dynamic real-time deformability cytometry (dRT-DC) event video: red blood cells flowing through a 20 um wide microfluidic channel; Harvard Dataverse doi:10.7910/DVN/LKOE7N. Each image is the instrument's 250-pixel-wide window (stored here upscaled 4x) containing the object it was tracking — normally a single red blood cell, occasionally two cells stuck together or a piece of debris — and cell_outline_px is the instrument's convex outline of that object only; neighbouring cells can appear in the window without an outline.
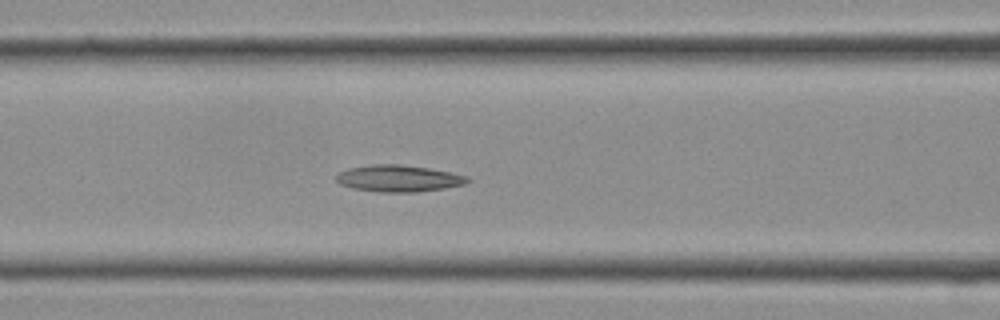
{"species": "Egyptian fruit bat (a non-hibernating species)", "species_latin": "Rousettus aegyptiacus", "temperature_condition": "cold", "stored_images_in_passage": 10, "segment_of_instrument_passage": [1, 2], "camera_frame_rate_fps": 3000, "um_per_image_px": 0.085, "frame": {"image": 1, "passage_image": 7, "time_ms": 2.0, "image_size_px": [1000, 320], "cell_outline_px": [[472, 180], [464, 184], [444, 188], [416, 192], [380, 192], [352, 188], [340, 184], [336, 180], [336, 172], [348, 168], [372, 164], [400, 164], [428, 168], [452, 172], [468, 176]], "centroid_in_image_um": [33.87, 15.16], "position_along_channel_um": 132.7, "area_um2": 20.58}}
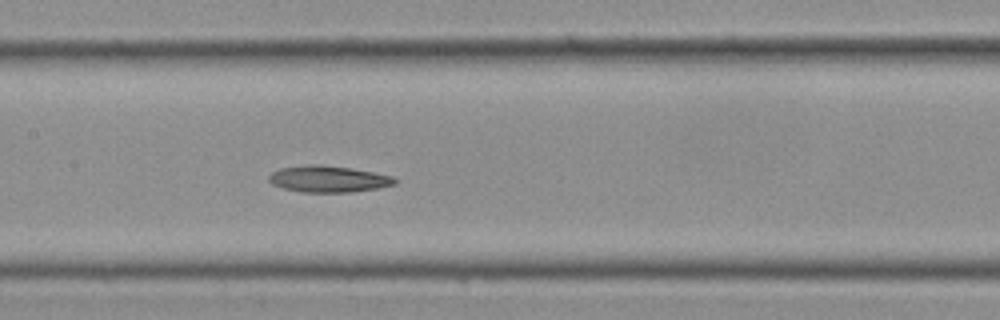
{"frame": {"image": 2, "passage_image": 9, "time_ms": 2.667, "image_size_px": [1000, 320], "cell_outline_px": [[400, 180], [396, 184], [376, 188], [352, 192], [304, 192], [284, 188], [272, 184], [268, 180], [268, 176], [272, 172], [280, 168], [308, 164], [320, 164], [352, 168], [392, 176]], "centroid_in_image_um": [27.92, 15.2], "position_along_channel_um": 179.5, "area_um2": 19.48}}